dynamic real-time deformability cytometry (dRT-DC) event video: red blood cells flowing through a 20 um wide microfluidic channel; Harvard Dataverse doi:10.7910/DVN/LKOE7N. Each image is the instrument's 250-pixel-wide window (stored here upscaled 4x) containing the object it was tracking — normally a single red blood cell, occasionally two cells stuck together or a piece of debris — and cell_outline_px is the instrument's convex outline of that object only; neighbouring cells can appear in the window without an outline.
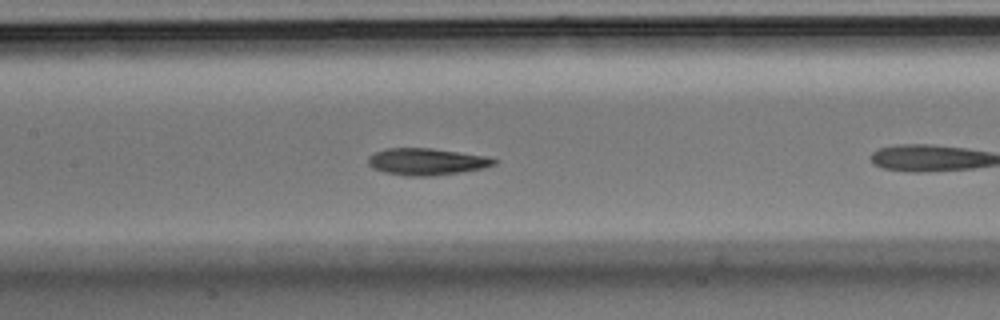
{"species": "Egyptian fruit bat (a non-hibernating species)", "species_latin": "Rousettus aegyptiacus", "temperature_condition": "room temperature", "stored_images_in_passage": 30, "camera_frame_rate_fps": 3000, "um_per_image_px": 0.085, "animal": {"sex": "male"}, "frame": {"image": 1, "passage_image": 12, "time_ms": 3.667, "image_size_px": [1000, 320], "cell_outline_px": [[500, 160], [496, 164], [484, 168], [460, 172], [432, 176], [404, 176], [384, 172], [372, 168], [368, 164], [368, 156], [384, 148], [432, 148], [484, 156]], "centroid_in_image_um": [36.24, 13.74], "position_along_channel_um": 171.2, "area_um2": 19.77}}
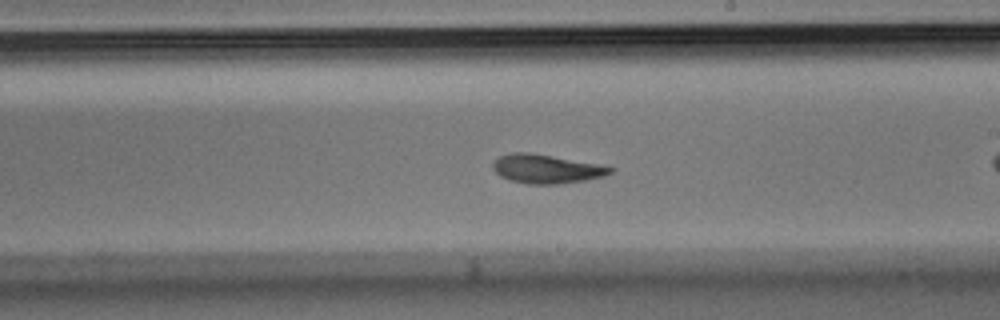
{"frame": {"image": 2, "passage_image": 18, "time_ms": 5.667, "image_size_px": [1000, 320], "cell_outline_px": [[616, 168], [612, 172], [604, 176], [584, 180], [556, 184], [528, 184], [508, 180], [500, 176], [492, 168], [492, 164], [500, 156], [512, 152], [528, 152], [600, 164]], "centroid_in_image_um": [46.44, 14.35], "position_along_channel_um": 242.6, "area_um2": 19.71}}
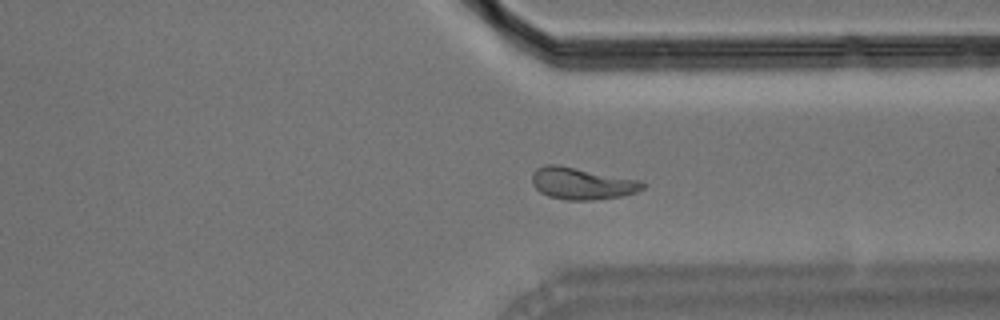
{"frame": {"image": 3, "passage_image": 28, "time_ms": 9.0, "image_size_px": [1000, 320], "cell_outline_px": [[644, 188], [636, 192], [620, 196], [596, 200], [564, 200], [548, 196], [540, 192], [532, 184], [532, 172], [536, 168], [544, 164], [556, 164], [640, 180], [644, 184]], "centroid_in_image_um": [49.42, 15.59], "position_along_channel_um": 362.0, "area_um2": 20.58}}